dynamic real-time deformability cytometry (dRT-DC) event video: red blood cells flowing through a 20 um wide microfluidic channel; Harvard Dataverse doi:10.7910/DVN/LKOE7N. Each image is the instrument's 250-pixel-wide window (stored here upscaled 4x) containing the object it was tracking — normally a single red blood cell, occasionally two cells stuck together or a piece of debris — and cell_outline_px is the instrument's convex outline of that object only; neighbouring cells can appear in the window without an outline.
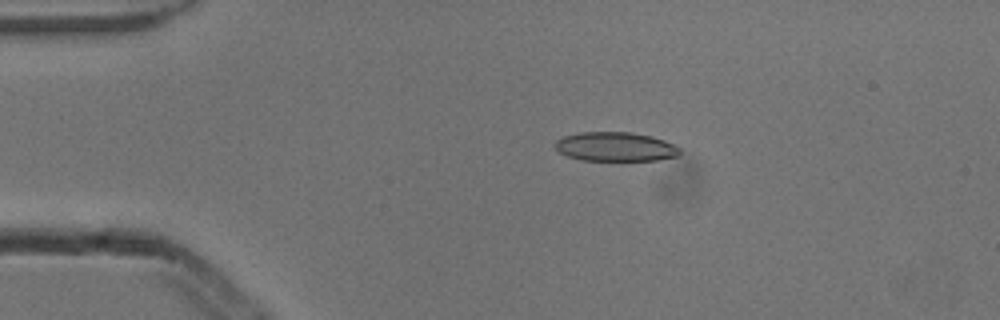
{"species": "common noctule bat (a hibernating species)", "species_latin": "Nyctalus noctula", "temperature_condition": "cold", "stored_images_in_passage": 4, "camera_frame_rate_fps": 3000, "um_per_image_px": 0.085, "animal": {"sex": "male", "body_mass_g": 13.3}, "frame": {"image": 1, "passage_image": 3, "time_ms": 0.667, "image_size_px": [1000, 320], "cell_outline_px": [[680, 156], [656, 160], [580, 160], [568, 156], [560, 152], [552, 144], [556, 140], [564, 136], [576, 132], [632, 132], [652, 136], [664, 140], [680, 148]], "centroid_in_image_um": [52.3, 12.46], "position_along_channel_um": 32.7, "area_um2": 21.33}}